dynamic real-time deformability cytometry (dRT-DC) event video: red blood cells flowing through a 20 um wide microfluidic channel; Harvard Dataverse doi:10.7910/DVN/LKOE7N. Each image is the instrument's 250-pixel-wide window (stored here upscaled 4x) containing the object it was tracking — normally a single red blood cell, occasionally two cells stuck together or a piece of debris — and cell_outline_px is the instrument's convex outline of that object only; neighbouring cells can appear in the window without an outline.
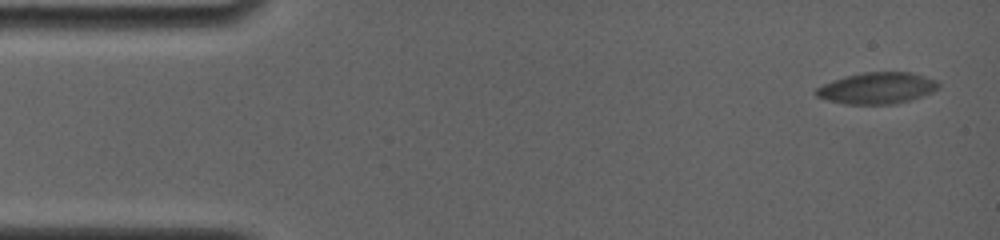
{"species": "common noctule bat (a hibernating species)", "species_latin": "Nyctalus noctula", "temperature_condition": "room temperature", "stored_images_in_passage": 6, "camera_frame_rate_fps": 4000, "um_per_image_px": 0.085, "animal": {"sex": "female", "body_mass_g": 19.0, "forearm_length_mm": 56.7}, "frame": {"image": 1, "passage_image": 1, "time_ms": 0.0, "image_size_px": [1000, 240], "cell_outline_px": [[940, 88], [932, 92], [908, 100], [892, 104], [844, 104], [828, 100], [816, 96], [816, 88], [832, 80], [844, 76], [864, 72], [912, 72], [936, 80], [940, 84]], "centroid_in_image_um": [74.55, 7.48], "position_along_channel_um": 10.4, "area_um2": 22.31}}
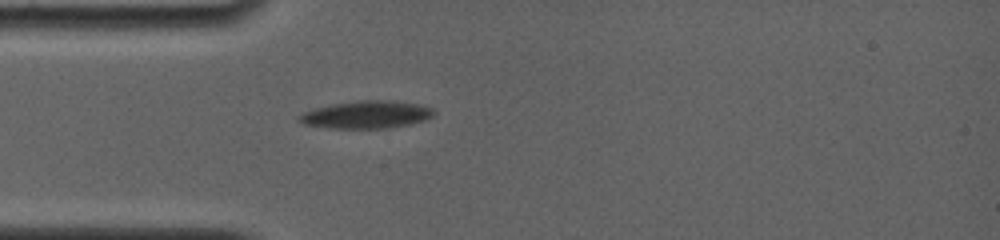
{"frame": {"image": 2, "passage_image": 6, "time_ms": 4.5, "image_size_px": [1000, 240], "cell_outline_px": [[436, 112], [432, 116], [424, 120], [408, 124], [388, 128], [328, 128], [304, 124], [296, 120], [296, 116], [312, 108], [332, 104], [360, 100], [392, 100], [416, 104], [432, 108]], "centroid_in_image_um": [31.09, 9.74], "position_along_channel_um": 53.9, "area_um2": 21.68}}